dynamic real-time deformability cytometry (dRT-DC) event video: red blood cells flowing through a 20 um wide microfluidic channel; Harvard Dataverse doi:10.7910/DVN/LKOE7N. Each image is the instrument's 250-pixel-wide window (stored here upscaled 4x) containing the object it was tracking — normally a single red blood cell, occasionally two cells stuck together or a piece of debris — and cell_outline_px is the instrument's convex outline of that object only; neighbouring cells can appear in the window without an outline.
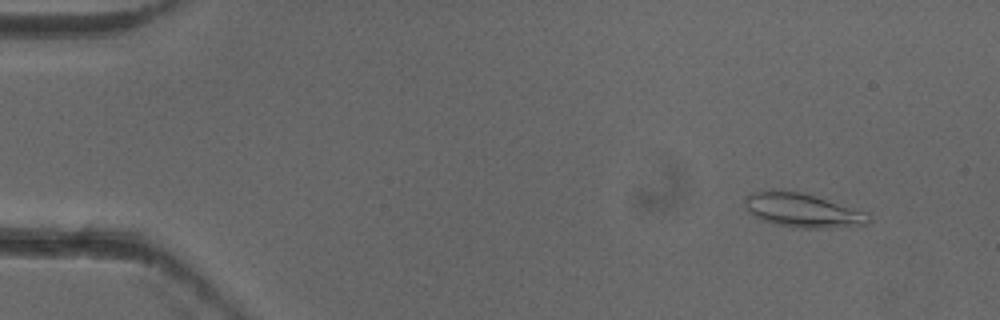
{"species": "common noctule bat (a hibernating species)", "species_latin": "Nyctalus noctula", "temperature_condition": "cold", "stored_images_in_passage": 5, "camera_frame_rate_fps": 3000, "um_per_image_px": 0.085, "animal": {"sex": "female"}, "frame": {"image": 1, "passage_image": 2, "time_ms": 0.333, "image_size_px": [1000, 320], "cell_outline_px": [[872, 220], [868, 224], [828, 228], [804, 228], [772, 224], [760, 220], [752, 216], [748, 212], [744, 204], [744, 200], [752, 192], [772, 188], [800, 192], [816, 196], [868, 212]], "centroid_in_image_um": [68.18, 17.86], "position_along_channel_um": 16.8, "area_um2": 25.03}}